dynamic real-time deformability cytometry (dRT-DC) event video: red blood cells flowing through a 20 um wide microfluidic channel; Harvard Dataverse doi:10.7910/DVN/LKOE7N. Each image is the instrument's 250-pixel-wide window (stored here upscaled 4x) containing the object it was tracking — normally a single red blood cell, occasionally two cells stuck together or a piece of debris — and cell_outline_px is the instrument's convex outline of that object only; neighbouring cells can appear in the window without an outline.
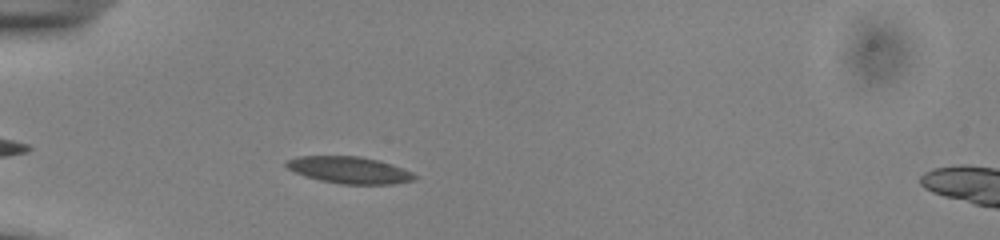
{"species": "common noctule bat (a hibernating species)", "species_latin": "Nyctalus noctula", "temperature_condition": "cold", "stored_images_in_passage": 37, "camera_frame_rate_fps": 3000, "um_per_image_px": 0.085, "animal": {"sex": "male", "body_mass_g": 13.0, "forearm_length_mm": 53.1}, "frame": {"image": 1, "passage_image": 6, "time_ms": 1.667, "image_size_px": [1000, 240], "cell_outline_px": [[416, 180], [392, 184], [340, 184], [320, 180], [304, 176], [288, 168], [284, 164], [288, 160], [296, 156], [360, 156], [392, 164], [412, 172], [416, 176]], "centroid_in_image_um": [29.69, 14.45], "position_along_channel_um": 55.3, "area_um2": 20.0}}
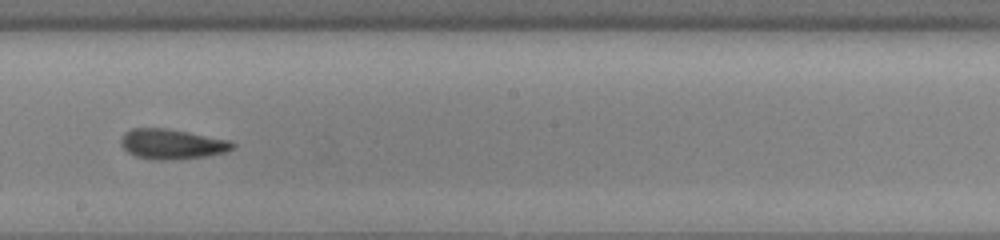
{"frame": {"image": 2, "passage_image": 21, "time_ms": 6.667, "image_size_px": [1000, 240], "cell_outline_px": [[236, 148], [228, 152], [208, 156], [168, 160], [152, 160], [136, 156], [128, 152], [120, 144], [120, 136], [124, 132], [132, 128], [164, 128], [188, 132], [232, 140], [236, 144]], "centroid_in_image_um": [14.65, 12.25], "position_along_channel_um": 233.6, "area_um2": 19.94}}
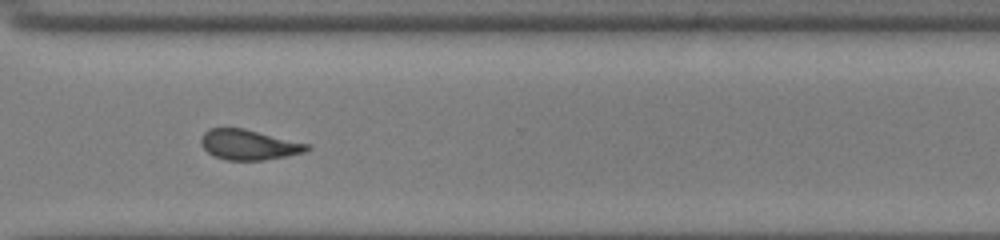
{"frame": {"image": 3, "passage_image": 30, "time_ms": 9.667, "image_size_px": [1000, 240], "cell_outline_px": [[312, 148], [304, 152], [264, 160], [228, 160], [212, 156], [200, 144], [200, 140], [204, 132], [208, 128], [244, 128], [312, 144]], "centroid_in_image_um": [21.16, 12.29], "position_along_channel_um": 349.4, "area_um2": 18.84}, "authors_computed_cell_mechanics": {"area_um2": 19.1318, "velocity_mm_per_s": 3.863, "shape_relaxation_time_tau1_ms": 3.6735, "shape_relaxation_time_tau2_ms": 2.2233, "deformation_change_tau1": 0.1229, "deformation_change_tau2": 0.0815}}